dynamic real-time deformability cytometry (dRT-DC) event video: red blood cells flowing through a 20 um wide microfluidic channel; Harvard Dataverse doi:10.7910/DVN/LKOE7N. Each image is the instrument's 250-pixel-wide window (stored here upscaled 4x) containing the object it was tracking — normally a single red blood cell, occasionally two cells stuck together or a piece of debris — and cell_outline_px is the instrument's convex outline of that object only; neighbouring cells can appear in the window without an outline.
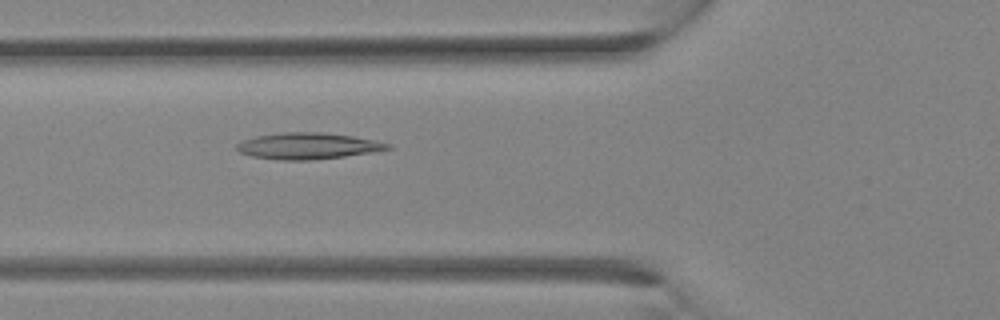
{"species": "Egyptian fruit bat (a non-hibernating species)", "species_latin": "Rousettus aegyptiacus", "temperature_condition": "room temperature", "stored_images_in_passage": 4, "camera_frame_rate_fps": 3000, "um_per_image_px": 0.085, "animal": {"sex": "female"}, "frame": {"image": 1, "passage_image": 4, "time_ms": 1.0, "image_size_px": [1000, 320], "cell_outline_px": [[392, 148], [344, 156], [308, 160], [284, 160], [252, 156], [240, 152], [236, 148], [236, 144], [244, 140], [256, 136], [284, 132], [320, 132], [352, 136], [392, 144]], "centroid_in_image_um": [26.14, 12.4], "position_along_channel_um": 99.7, "area_um2": 22.72}}